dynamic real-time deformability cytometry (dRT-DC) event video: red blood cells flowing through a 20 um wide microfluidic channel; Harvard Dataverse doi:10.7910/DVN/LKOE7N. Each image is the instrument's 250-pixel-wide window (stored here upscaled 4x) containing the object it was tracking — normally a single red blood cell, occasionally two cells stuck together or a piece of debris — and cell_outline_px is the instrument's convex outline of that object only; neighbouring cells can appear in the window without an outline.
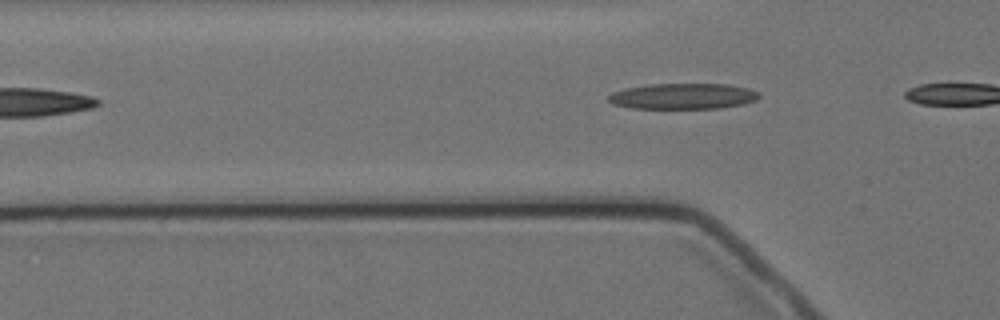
{"species": "Egyptian fruit bat (a non-hibernating species)", "species_latin": "Rousettus aegyptiacus", "temperature_condition": "cold", "stored_images_in_passage": 4, "camera_frame_rate_fps": 3000, "um_per_image_px": 0.085, "animal": {"sex": "female"}, "frame": {"image": 1, "passage_image": 4, "time_ms": 3.667, "image_size_px": [1000, 320], "cell_outline_px": [[760, 96], [756, 100], [744, 104], [720, 108], [632, 108], [612, 104], [608, 100], [608, 96], [612, 92], [628, 88], [648, 84], [728, 84], [748, 88], [760, 92]], "centroid_in_image_um": [58.08, 8.18], "position_along_channel_um": 67.7, "area_um2": 22.66}}